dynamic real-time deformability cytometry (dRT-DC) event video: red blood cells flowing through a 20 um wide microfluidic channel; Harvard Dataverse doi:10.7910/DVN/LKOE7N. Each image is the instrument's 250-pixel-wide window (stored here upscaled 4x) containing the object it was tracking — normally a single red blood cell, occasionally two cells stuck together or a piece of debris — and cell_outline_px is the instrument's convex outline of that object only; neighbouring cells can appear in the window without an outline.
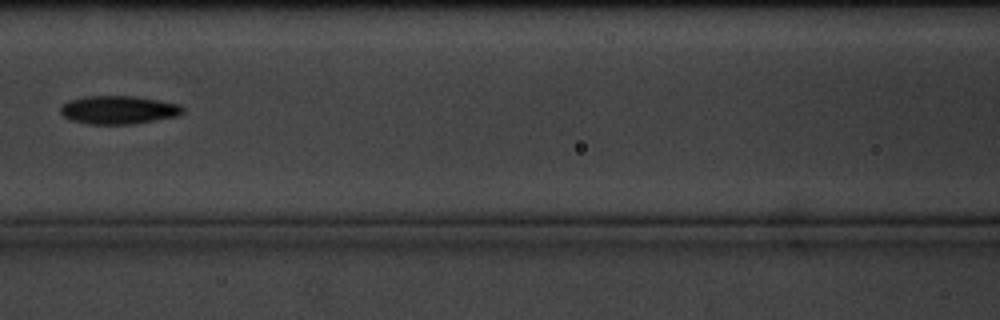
{"species": "common noctule bat (a hibernating species)", "species_latin": "Nyctalus noctula", "temperature_condition": "cold", "stored_images_in_passage": 10, "camera_frame_rate_fps": 3000, "um_per_image_px": 0.085, "animal": {"sex": "male", "body_mass_g": 20.1, "forearm_length_mm": 53.5}, "frame": {"image": 1, "passage_image": 7, "time_ms": 7.0, "image_size_px": [1000, 320], "cell_outline_px": [[184, 112], [176, 116], [128, 124], [88, 124], [72, 120], [64, 116], [60, 112], [60, 108], [68, 100], [84, 96], [136, 96], [160, 100], [180, 104], [184, 108]], "centroid_in_image_um": [10.07, 9.32], "position_along_channel_um": 156.5, "area_um2": 20.06}}
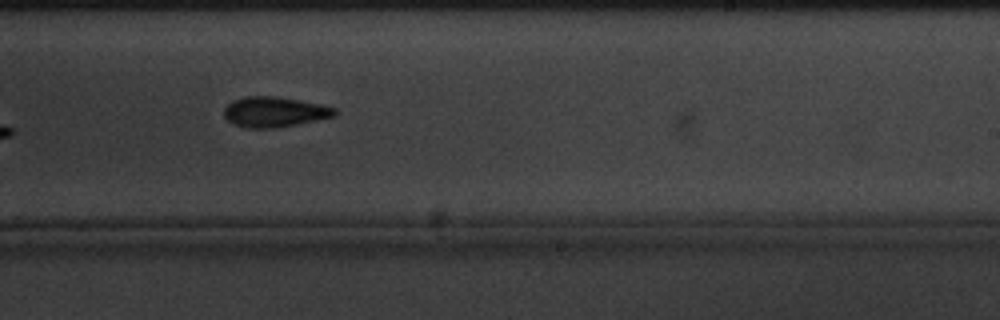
{"frame": {"image": 2, "passage_image": 10, "time_ms": 10.333, "image_size_px": [1000, 320], "cell_outline_px": [[336, 116], [276, 128], [248, 128], [236, 124], [228, 120], [224, 116], [224, 108], [232, 100], [244, 96], [276, 96], [300, 100], [320, 104], [336, 108]], "centroid_in_image_um": [23.32, 9.5], "position_along_channel_um": 265.7, "area_um2": 19.48}}